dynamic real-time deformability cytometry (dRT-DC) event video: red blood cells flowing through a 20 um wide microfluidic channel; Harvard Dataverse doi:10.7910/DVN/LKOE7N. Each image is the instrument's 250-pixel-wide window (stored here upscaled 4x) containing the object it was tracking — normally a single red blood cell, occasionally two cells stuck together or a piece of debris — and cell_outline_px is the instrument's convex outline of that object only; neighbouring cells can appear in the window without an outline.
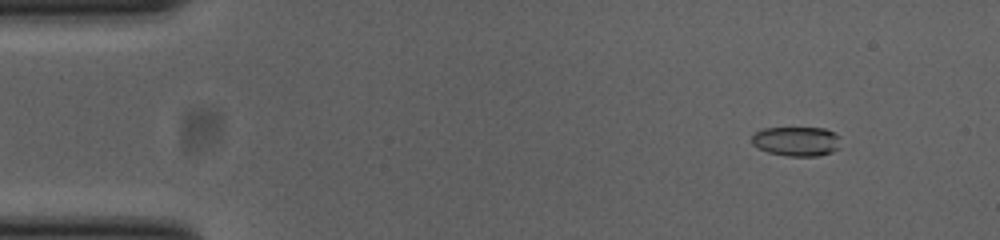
{"species": "common noctule bat (a hibernating species)", "species_latin": "Nyctalus noctula", "temperature_condition": "cold", "stored_images_in_passage": 53, "camera_frame_rate_fps": 3000, "um_per_image_px": 0.085, "animal": {"sex": "female", "body_mass_g": 23.0, "forearm_length_mm": 53.4}, "frame": {"image": 1, "passage_image": 6, "time_ms": 1.667, "image_size_px": [1000, 240], "cell_outline_px": [[840, 148], [832, 152], [820, 156], [788, 156], [768, 152], [752, 144], [752, 136], [760, 128], [824, 128], [836, 132], [840, 136]], "centroid_in_image_um": [67.75, 12.0], "position_along_channel_um": 17.2, "area_um2": 15.49}}
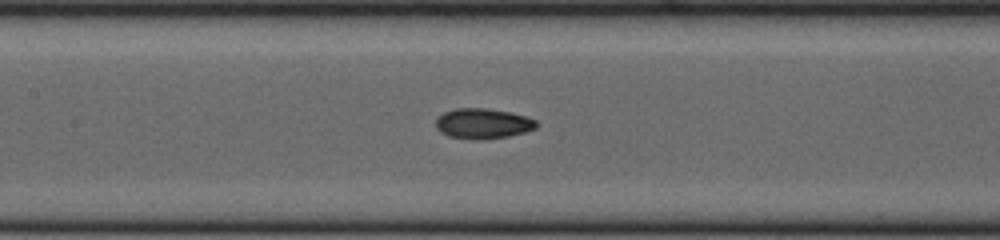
{"frame": {"image": 2, "passage_image": 25, "time_ms": 8.0, "image_size_px": [1000, 240], "cell_outline_px": [[536, 128], [524, 132], [508, 136], [480, 140], [476, 140], [448, 136], [440, 132], [436, 128], [436, 120], [444, 112], [456, 108], [484, 108], [508, 112], [524, 116], [536, 120]], "centroid_in_image_um": [41.01, 10.51], "position_along_channel_um": 166.4, "area_um2": 17.57}}
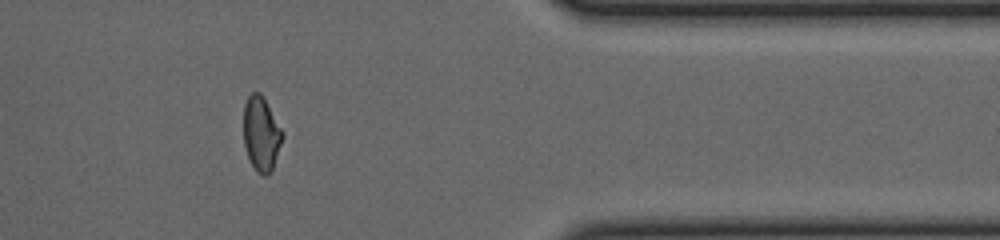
{"frame": {"image": 3, "passage_image": 44, "time_ms": 14.333, "image_size_px": [1000, 240], "cell_outline_px": [[284, 136], [272, 168], [268, 176], [264, 176], [256, 172], [248, 156], [244, 144], [244, 104], [248, 96], [252, 92], [260, 92], [264, 96], [284, 132]], "centroid_in_image_um": [22.22, 11.34], "position_along_channel_um": 389.2, "area_um2": 16.99}, "authors_computed_cell_mechanics": {"area_um2": 16.8198, "velocity_mm_per_s": 3.8778, "shape_relaxation_time_tau1_ms": 8.1168, "shape_relaxation_time_tau2_ms": 2.2296, "deformation_change_tau1": 0.1823, "deformation_change_tau2": 0.069}}